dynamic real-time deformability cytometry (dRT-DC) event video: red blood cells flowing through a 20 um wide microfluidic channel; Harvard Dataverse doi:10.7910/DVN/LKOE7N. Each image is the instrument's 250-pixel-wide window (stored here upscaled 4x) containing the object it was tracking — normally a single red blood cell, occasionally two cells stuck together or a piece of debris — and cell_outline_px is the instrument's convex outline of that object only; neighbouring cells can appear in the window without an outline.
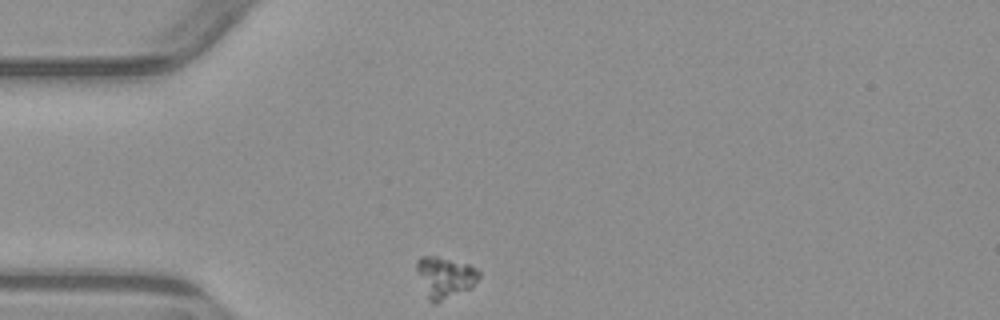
{"species": "common noctule bat (a hibernating species)", "species_latin": "Nyctalus noctula", "temperature_condition": "warm", "stored_images_in_passage": 5, "camera_frame_rate_fps": 3000, "um_per_image_px": 0.085, "animal": {"sex": "male", "body_mass_g": 23.1, "forearm_length_mm": 52.7}, "frame": {"image": 1, "passage_image": 1, "time_ms": 0.0, "image_size_px": [1000, 320], "cell_outline_px": [[480, 276], [468, 288], [436, 304], [432, 304], [428, 300], [416, 268], [416, 260], [420, 256], [436, 256], [468, 264], [476, 268], [480, 272]], "centroid_in_image_um": [37.78, 23.56], "position_along_channel_um": 47.2, "area_um2": 14.68}}
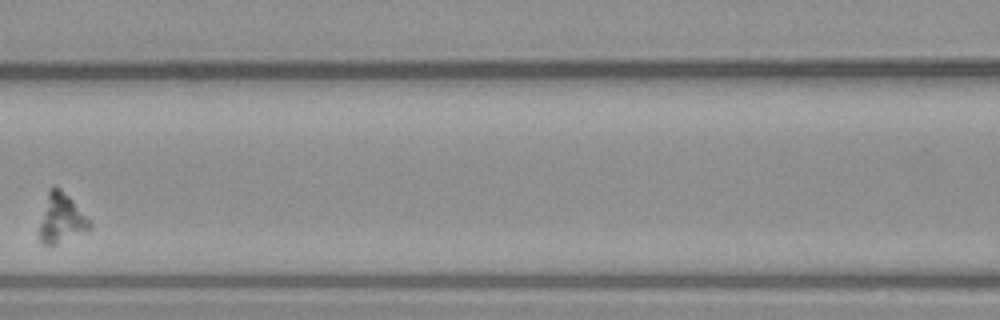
{"frame": {"image": 2, "passage_image": 4, "time_ms": 3.667, "image_size_px": [1000, 320], "cell_outline_px": [[92, 228], [88, 232], [56, 244], [44, 244], [40, 240], [40, 224], [48, 192], [52, 188], [60, 188], [72, 200], [92, 224]], "centroid_in_image_um": [5.25, 18.61], "position_along_channel_um": 161.3, "area_um2": 13.99}}
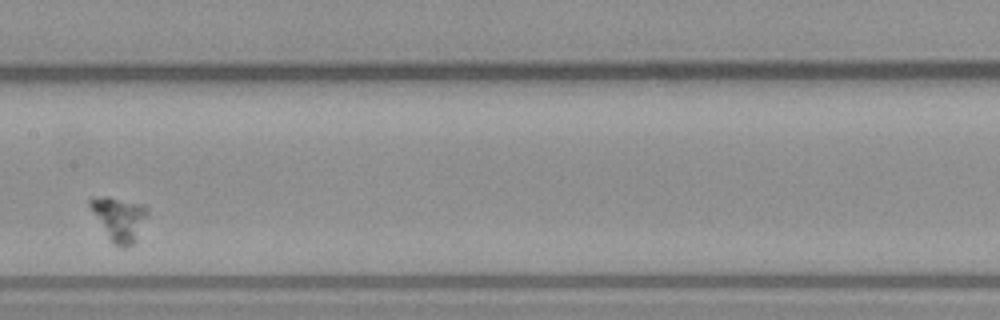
{"frame": {"image": 3, "passage_image": 5, "time_ms": 4.667, "image_size_px": [1000, 320], "cell_outline_px": [[148, 212], [136, 240], [128, 248], [120, 248], [112, 240], [88, 204], [88, 200], [92, 196], [108, 196], [144, 204], [148, 208]], "centroid_in_image_um": [10.16, 18.55], "position_along_channel_um": 197.2, "area_um2": 14.28}}